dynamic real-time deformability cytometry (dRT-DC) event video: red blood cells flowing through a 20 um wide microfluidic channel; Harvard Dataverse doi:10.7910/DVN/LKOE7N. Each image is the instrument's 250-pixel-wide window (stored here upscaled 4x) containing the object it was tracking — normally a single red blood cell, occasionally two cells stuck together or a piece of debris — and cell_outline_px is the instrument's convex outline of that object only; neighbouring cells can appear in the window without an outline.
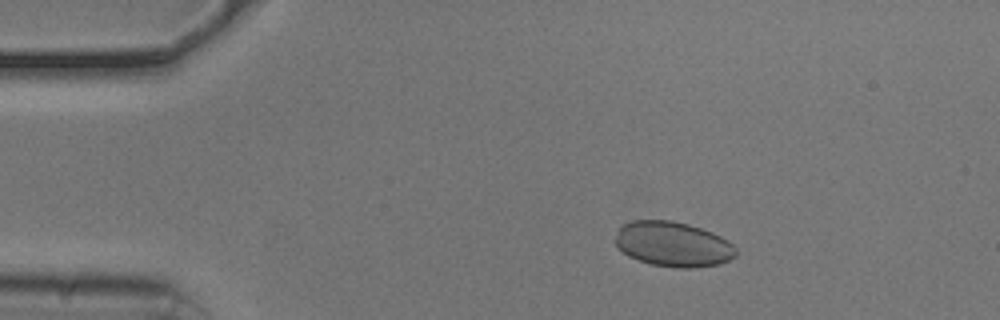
{"species": "common noctule bat (a hibernating species)", "species_latin": "Nyctalus noctula", "temperature_condition": "cold", "stored_images_in_passage": 52, "camera_frame_rate_fps": 3000, "um_per_image_px": 0.085, "animal": {"sex": "male", "body_mass_g": 20.5, "forearm_length_mm": 52.5}, "frame": {"image": 1, "passage_image": 8, "time_ms": 2.333, "image_size_px": [1000, 320], "cell_outline_px": [[736, 256], [720, 264], [692, 268], [676, 268], [652, 264], [628, 256], [616, 248], [616, 236], [620, 228], [624, 224], [632, 220], [672, 220], [688, 224], [712, 232], [728, 240], [736, 248]], "centroid_in_image_um": [57.21, 20.76], "position_along_channel_um": 27.8, "area_um2": 31.67}}
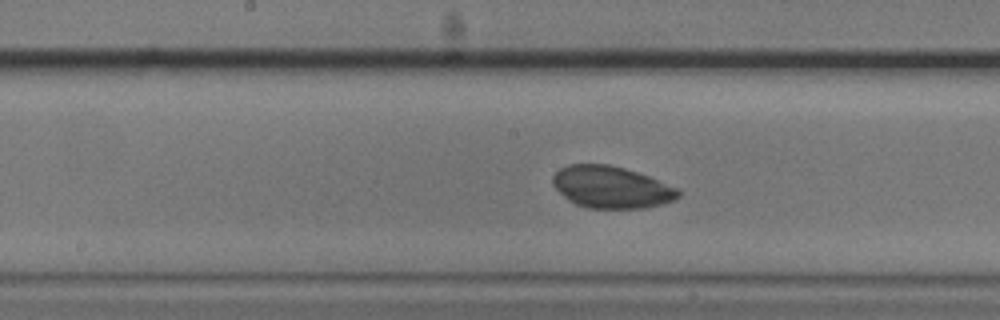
{"frame": {"image": 2, "passage_image": 26, "time_ms": 8.333, "image_size_px": [1000, 320], "cell_outline_px": [[680, 196], [676, 200], [644, 208], [588, 208], [576, 204], [568, 200], [552, 184], [552, 176], [560, 168], [568, 164], [608, 164], [624, 168], [648, 176], [680, 188]], "centroid_in_image_um": [51.97, 15.91], "position_along_channel_um": 196.2, "area_um2": 30.75}}
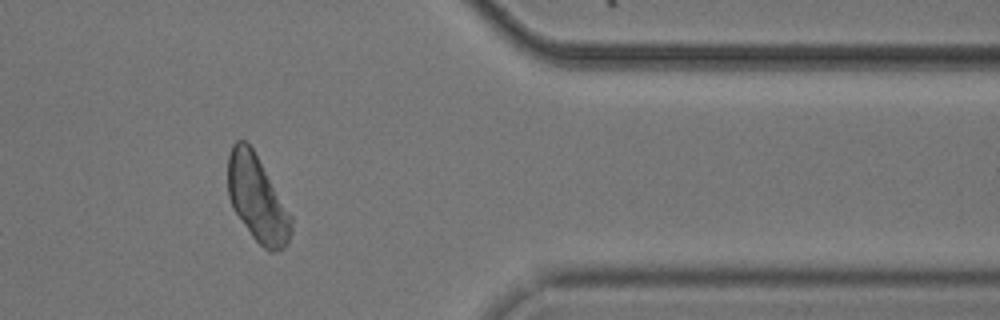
{"frame": {"image": 3, "passage_image": 43, "time_ms": 14.0, "image_size_px": [1000, 320], "cell_outline_px": [[292, 232], [284, 248], [272, 252], [268, 252], [252, 236], [232, 208], [228, 196], [228, 156], [232, 144], [236, 140], [244, 140], [252, 148], [292, 216]], "centroid_in_image_um": [21.85, 16.91], "position_along_channel_um": 389.5, "area_um2": 31.5}}